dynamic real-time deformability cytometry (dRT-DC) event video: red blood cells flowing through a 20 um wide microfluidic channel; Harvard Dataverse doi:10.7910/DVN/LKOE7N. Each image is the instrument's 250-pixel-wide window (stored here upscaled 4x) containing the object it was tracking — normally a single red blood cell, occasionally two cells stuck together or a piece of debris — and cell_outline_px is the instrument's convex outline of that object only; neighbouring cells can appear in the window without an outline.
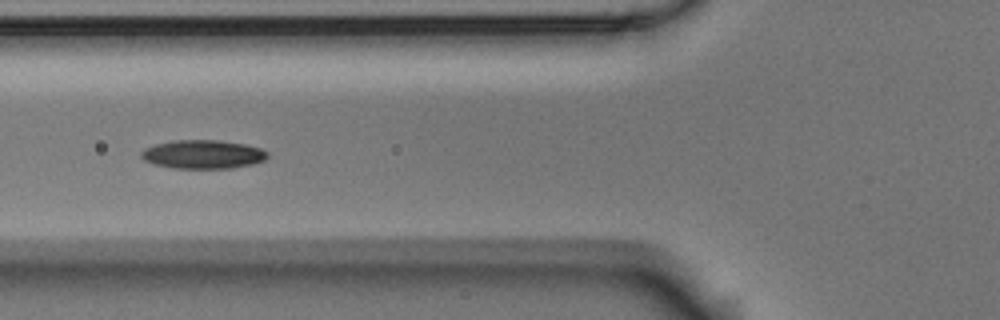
{"species": "Egyptian fruit bat (a non-hibernating species)", "species_latin": "Rousettus aegyptiacus", "temperature_condition": "room temperature", "stored_images_in_passage": 3, "camera_frame_rate_fps": 3000, "um_per_image_px": 0.085, "animal": {"sex": "male"}, "frame": {"image": 1, "passage_image": 2, "time_ms": 1.0, "image_size_px": [1000, 320], "cell_outline_px": [[268, 156], [264, 160], [252, 164], [232, 168], [172, 168], [156, 164], [144, 160], [140, 156], [140, 152], [144, 148], [156, 144], [176, 140], [216, 140], [244, 144], [260, 148], [268, 152]], "centroid_in_image_um": [17.24, 13.12], "position_along_channel_um": 108.6, "area_um2": 20.98}}
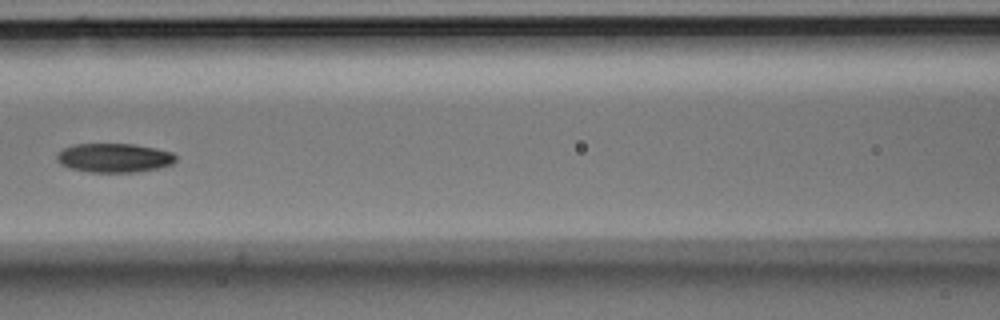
{"frame": {"image": 2, "passage_image": 3, "time_ms": 2.333, "image_size_px": [1000, 320], "cell_outline_px": [[176, 160], [172, 164], [156, 168], [136, 172], [88, 172], [68, 168], [60, 164], [56, 160], [56, 156], [64, 148], [72, 144], [132, 144], [156, 148], [172, 152], [176, 156]], "centroid_in_image_um": [9.68, 13.42], "position_along_channel_um": 156.9, "area_um2": 20.17}}